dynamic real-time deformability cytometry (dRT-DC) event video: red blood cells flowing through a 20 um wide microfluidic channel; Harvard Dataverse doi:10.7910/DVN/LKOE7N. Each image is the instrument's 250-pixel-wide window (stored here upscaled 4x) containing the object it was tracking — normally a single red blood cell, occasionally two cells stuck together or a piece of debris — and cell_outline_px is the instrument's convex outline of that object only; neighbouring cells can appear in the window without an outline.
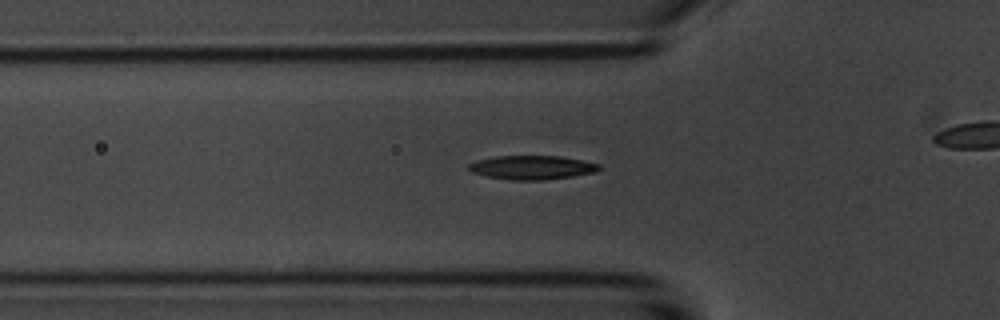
{"species": "common noctule bat (a hibernating species)", "species_latin": "Nyctalus noctula", "temperature_condition": "room temperature", "stored_images_in_passage": 38, "camera_frame_rate_fps": 3000, "um_per_image_px": 0.085, "animal": {"sex": "male", "body_mass_g": 20.1, "forearm_length_mm": 53.5}, "frame": {"image": 1, "passage_image": 12, "time_ms": 3.667, "image_size_px": [1000, 320], "cell_outline_px": [[600, 168], [596, 172], [572, 176], [544, 180], [512, 180], [488, 176], [472, 172], [468, 168], [468, 164], [476, 160], [496, 156], [560, 156], [584, 160], [600, 164]], "centroid_in_image_um": [45.24, 14.23], "position_along_channel_um": 80.6, "area_um2": 18.15}}
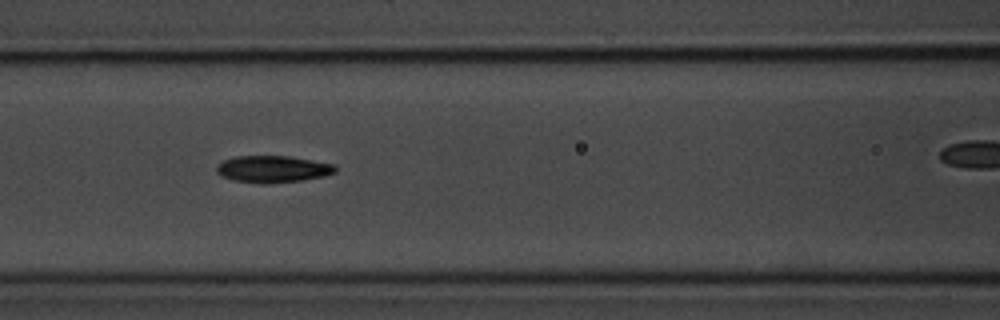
{"frame": {"image": 2, "passage_image": 17, "time_ms": 5.333, "image_size_px": [1000, 320], "cell_outline_px": [[336, 172], [324, 176], [300, 180], [268, 184], [260, 184], [232, 180], [220, 176], [216, 172], [216, 164], [224, 160], [236, 156], [288, 156], [336, 164]], "centroid_in_image_um": [23.15, 14.37], "position_along_channel_um": 143.4, "area_um2": 18.79}}